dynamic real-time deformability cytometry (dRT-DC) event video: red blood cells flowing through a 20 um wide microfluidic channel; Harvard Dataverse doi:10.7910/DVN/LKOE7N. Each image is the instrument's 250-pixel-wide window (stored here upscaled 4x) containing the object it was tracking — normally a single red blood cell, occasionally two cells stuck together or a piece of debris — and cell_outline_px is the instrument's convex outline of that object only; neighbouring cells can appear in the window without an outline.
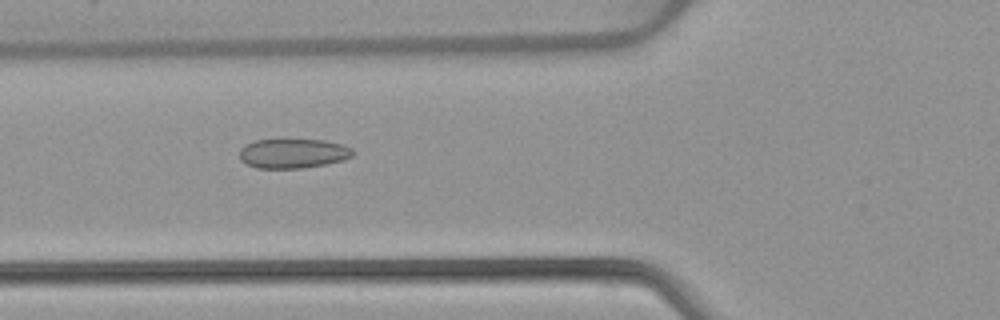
{"species": "common noctule bat (a hibernating species)", "species_latin": "Nyctalus noctula", "temperature_condition": "warm", "stored_images_in_passage": 53, "camera_frame_rate_fps": 3000, "um_per_image_px": 0.085, "animal": {"sex": "female", "body_mass_g": 22.7, "forearm_length_mm": 54.2}, "frame": {"image": 1, "passage_image": 20, "time_ms": 6.333, "image_size_px": [1000, 320], "cell_outline_px": [[352, 156], [344, 160], [304, 168], [256, 168], [244, 164], [240, 160], [240, 148], [244, 144], [256, 140], [324, 140], [340, 144], [352, 148]], "centroid_in_image_um": [24.85, 13.05], "position_along_channel_um": 100.9, "area_um2": 19.48}}
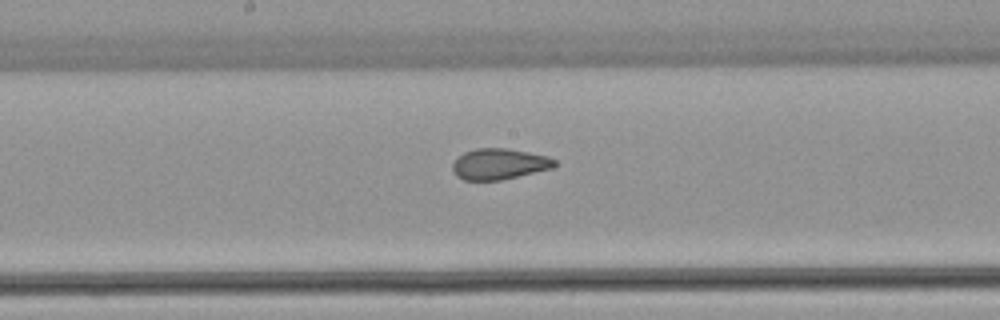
{"frame": {"image": 2, "passage_image": 28, "time_ms": 9.0, "image_size_px": [1000, 320], "cell_outline_px": [[556, 164], [552, 168], [500, 180], [464, 180], [456, 176], [452, 172], [452, 164], [464, 152], [476, 148], [508, 148], [548, 156], [556, 160]], "centroid_in_image_um": [42.41, 13.93], "position_along_channel_um": 205.8, "area_um2": 18.32}}
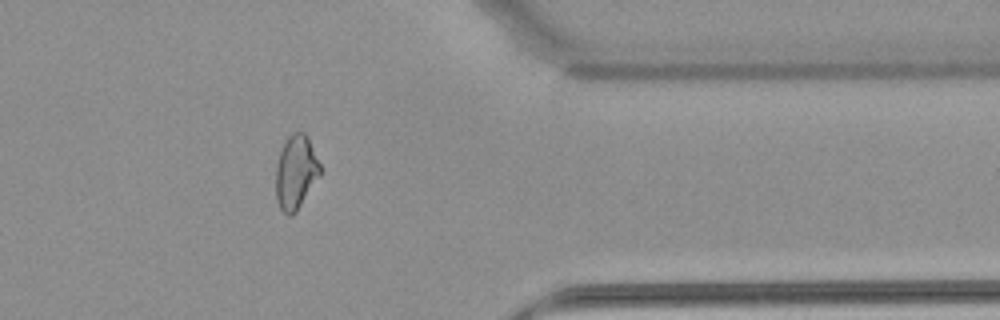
{"frame": {"image": 3, "passage_image": 43, "time_ms": 14.0, "image_size_px": [1000, 320], "cell_outline_px": [[320, 176], [296, 212], [292, 216], [288, 216], [280, 208], [276, 200], [276, 168], [280, 152], [288, 136], [292, 132], [304, 132], [320, 164]], "centroid_in_image_um": [25.13, 14.67], "position_along_channel_um": 386.3, "area_um2": 18.84}, "authors_computed_cell_mechanics": {"area_um2": 20.4034, "velocity_mm_per_s": 3.9223, "shape_relaxation_time_tau1_ms": null, "shape_relaxation_time_tau2_ms": 1.3198, "deformation_change_tau1": null, "deformation_change_tau2": 0.0788}}